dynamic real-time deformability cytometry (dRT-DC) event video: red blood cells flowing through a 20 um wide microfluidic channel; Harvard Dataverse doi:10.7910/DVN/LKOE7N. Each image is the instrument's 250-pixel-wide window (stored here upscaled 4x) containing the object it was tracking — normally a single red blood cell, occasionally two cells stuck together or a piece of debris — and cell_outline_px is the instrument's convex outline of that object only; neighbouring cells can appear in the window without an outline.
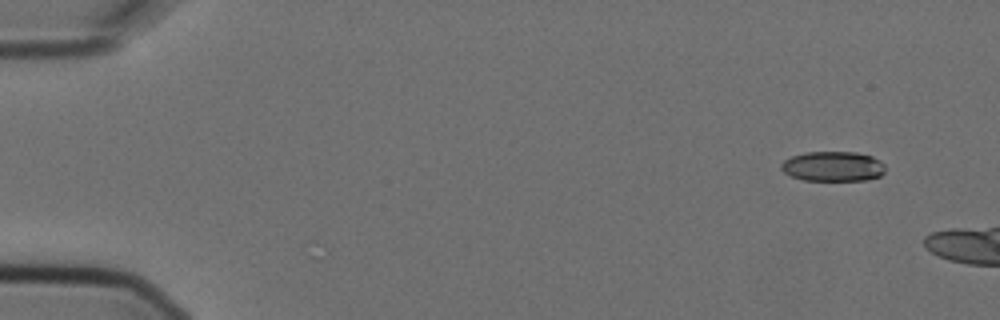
{"species": "Egyptian fruit bat (a non-hibernating species)", "species_latin": "Rousettus aegyptiacus", "temperature_condition": "cold", "stored_images_in_passage": 2, "camera_frame_rate_fps": 3000, "um_per_image_px": 0.085, "animal": {"sex": "female"}, "frame": {"image": 1, "passage_image": 1, "time_ms": 0.0, "image_size_px": [1000, 320], "cell_outline_px": [[884, 172], [880, 176], [868, 180], [804, 180], [792, 176], [784, 172], [780, 168], [780, 164], [784, 160], [792, 156], [804, 152], [856, 152], [872, 156], [880, 160], [884, 164]], "centroid_in_image_um": [70.8, 14.13], "position_along_channel_um": 14.2, "area_um2": 18.21}}